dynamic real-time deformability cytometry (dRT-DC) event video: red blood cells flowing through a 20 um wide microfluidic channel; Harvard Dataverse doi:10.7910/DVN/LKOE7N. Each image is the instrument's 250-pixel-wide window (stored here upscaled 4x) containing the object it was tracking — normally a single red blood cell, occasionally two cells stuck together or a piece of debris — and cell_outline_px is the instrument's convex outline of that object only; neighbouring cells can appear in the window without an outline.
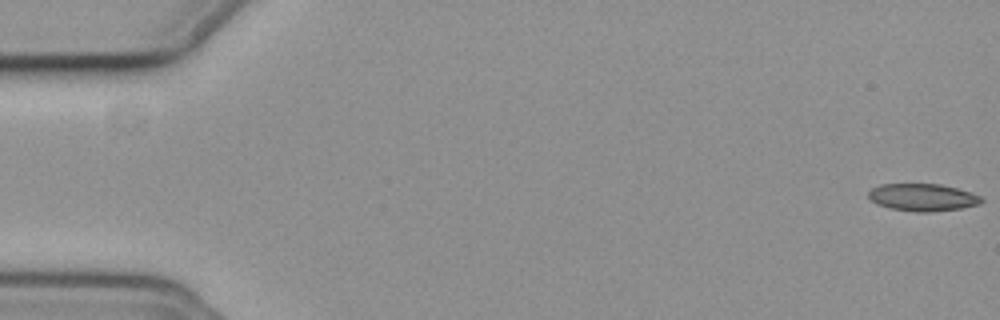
{"species": "common noctule bat (a hibernating species)", "species_latin": "Nyctalus noctula", "temperature_condition": "cold", "stored_images_in_passage": 56, "camera_frame_rate_fps": 3000, "um_per_image_px": 0.085, "animal": {"sex": "female", "body_mass_g": 19.3, "forearm_length_mm": 54.1}, "frame": {"image": 1, "passage_image": 1, "time_ms": 0.0, "image_size_px": [1000, 320], "cell_outline_px": [[984, 200], [980, 204], [960, 208], [928, 212], [916, 212], [892, 208], [876, 204], [868, 196], [868, 192], [872, 188], [880, 184], [940, 184], [956, 188], [980, 196]], "centroid_in_image_um": [78.41, 16.77], "position_along_channel_um": 6.6, "area_um2": 17.8}}
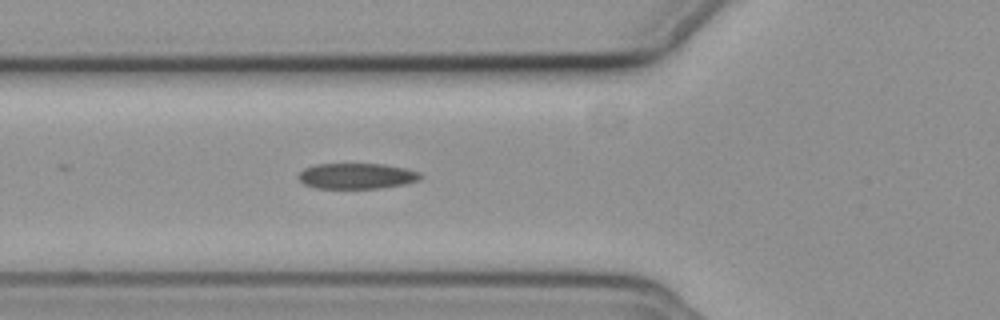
{"frame": {"image": 2, "passage_image": 21, "time_ms": 6.667, "image_size_px": [1000, 320], "cell_outline_px": [[424, 176], [420, 180], [404, 184], [380, 188], [316, 188], [304, 184], [296, 176], [304, 168], [316, 164], [384, 164], [404, 168], [420, 172]], "centroid_in_image_um": [30.33, 14.96], "position_along_channel_um": 95.5, "area_um2": 18.32}}
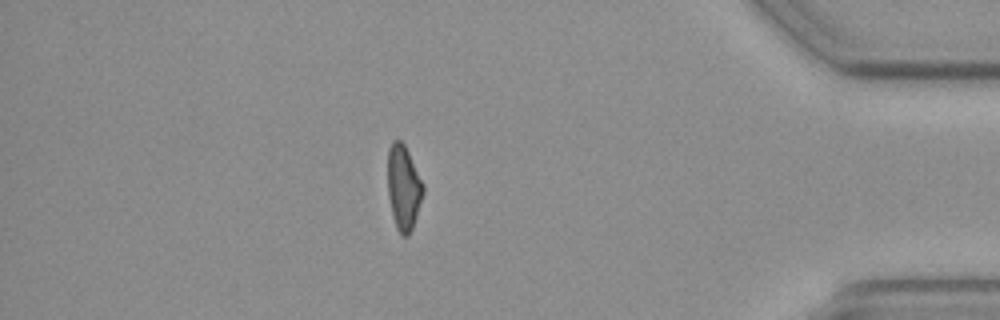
{"frame": {"image": 3, "passage_image": 49, "time_ms": 16.0, "image_size_px": [1000, 320], "cell_outline_px": [[424, 192], [412, 228], [408, 236], [400, 236], [396, 228], [388, 196], [388, 148], [392, 140], [400, 140], [404, 144], [424, 184]], "centroid_in_image_um": [34.29, 15.94], "position_along_channel_um": 400.9, "area_um2": 17.46}, "authors_computed_cell_mechanics": {"area_um2": 18.5538, "velocity_mm_per_s": 3.7344, "shape_relaxation_time_tau1_ms": 5.3671, "shape_relaxation_time_tau2_ms": 5.4961, "deformation_change_tau1": 0.1449, "deformation_change_tau2": 0.1428}}